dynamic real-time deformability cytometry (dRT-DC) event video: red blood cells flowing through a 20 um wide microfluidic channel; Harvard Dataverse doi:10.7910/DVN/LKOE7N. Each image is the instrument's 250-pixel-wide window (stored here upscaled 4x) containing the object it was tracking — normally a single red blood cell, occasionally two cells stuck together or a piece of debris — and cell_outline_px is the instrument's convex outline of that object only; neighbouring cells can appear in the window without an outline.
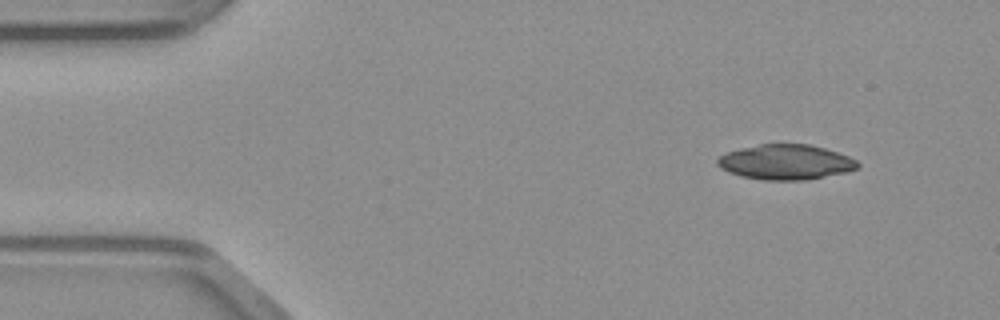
{"species": "common noctule bat (a hibernating species)", "species_latin": "Nyctalus noctula", "temperature_condition": "warm", "stored_images_in_passage": 44, "camera_frame_rate_fps": 3000, "um_per_image_px": 0.085, "animal": {"sex": "male", "body_mass_g": 23.1, "forearm_length_mm": 52.7}, "frame": {"image": 1, "passage_image": 1, "time_ms": 0.0, "image_size_px": [1000, 320], "cell_outline_px": [[860, 164], [856, 168], [844, 172], [804, 180], [764, 180], [740, 176], [728, 172], [720, 168], [716, 164], [716, 160], [720, 156], [728, 152], [740, 148], [760, 144], [808, 144], [824, 148], [848, 156], [856, 160]], "centroid_in_image_um": [66.73, 13.78], "position_along_channel_um": 18.3, "area_um2": 28.44}}